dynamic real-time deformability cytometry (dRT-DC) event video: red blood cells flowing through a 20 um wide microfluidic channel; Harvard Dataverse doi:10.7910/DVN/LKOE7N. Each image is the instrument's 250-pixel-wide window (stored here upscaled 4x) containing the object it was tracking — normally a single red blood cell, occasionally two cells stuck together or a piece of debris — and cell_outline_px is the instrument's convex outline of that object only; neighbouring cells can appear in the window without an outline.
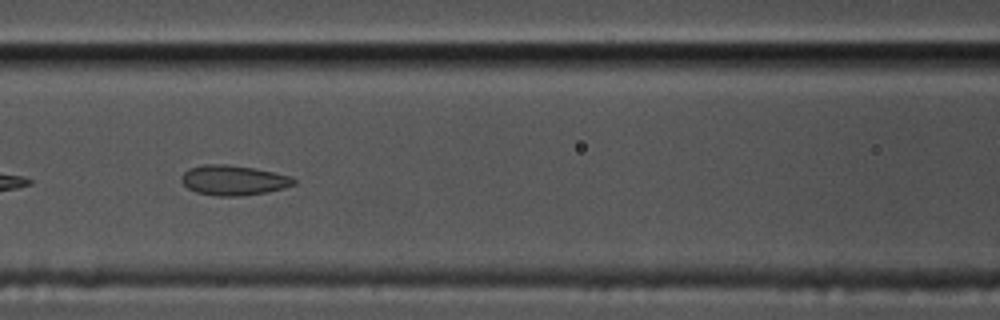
{"species": "common noctule bat (a hibernating species)", "species_latin": "Nyctalus noctula", "temperature_condition": "cold", "stored_images_in_passage": 42, "camera_frame_rate_fps": 3000, "um_per_image_px": 0.085, "animal": {"sex": "male", "body_mass_g": 17.5, "forearm_length_mm": 52.3}, "frame": {"image": 1, "passage_image": 9, "time_ms": 2.667, "image_size_px": [1000, 320], "cell_outline_px": [[296, 184], [284, 188], [268, 192], [240, 196], [216, 196], [196, 192], [188, 188], [180, 180], [180, 176], [188, 168], [204, 164], [228, 164], [252, 168], [292, 176], [296, 180]], "centroid_in_image_um": [19.83, 15.32], "position_along_channel_um": 146.8, "area_um2": 19.77}}
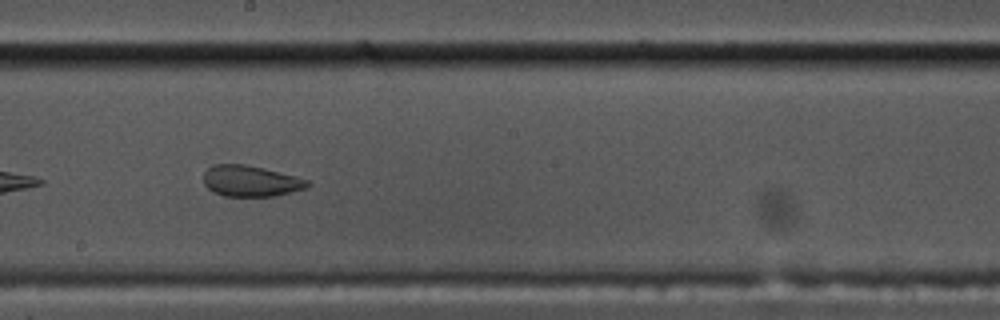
{"frame": {"image": 2, "passage_image": 16, "time_ms": 5.0, "image_size_px": [1000, 320], "cell_outline_px": [[312, 184], [304, 188], [272, 196], [224, 196], [208, 188], [204, 184], [204, 172], [212, 164], [244, 164], [264, 168], [296, 176], [308, 180]], "centroid_in_image_um": [21.29, 15.37], "position_along_channel_um": 226.9, "area_um2": 18.61}}
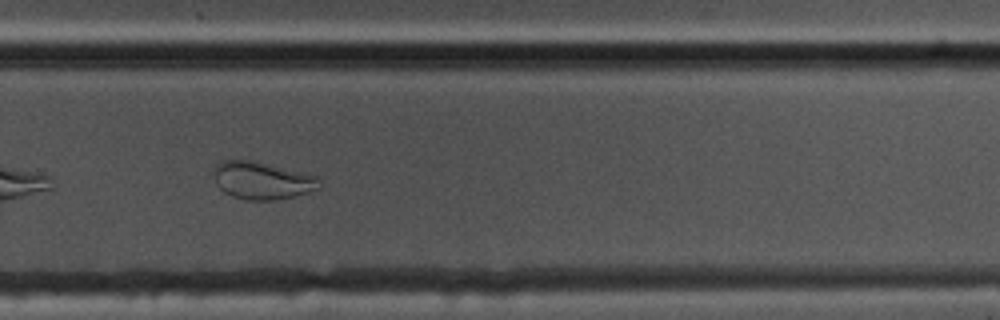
{"frame": {"image": 3, "passage_image": 23, "time_ms": 7.333, "image_size_px": [1000, 320], "cell_outline_px": [[320, 188], [308, 192], [276, 200], [248, 200], [232, 196], [224, 192], [216, 184], [212, 172], [216, 164], [220, 160], [252, 160], [316, 176]], "centroid_in_image_um": [22.2, 15.34], "position_along_channel_um": 307.6, "area_um2": 22.89}}